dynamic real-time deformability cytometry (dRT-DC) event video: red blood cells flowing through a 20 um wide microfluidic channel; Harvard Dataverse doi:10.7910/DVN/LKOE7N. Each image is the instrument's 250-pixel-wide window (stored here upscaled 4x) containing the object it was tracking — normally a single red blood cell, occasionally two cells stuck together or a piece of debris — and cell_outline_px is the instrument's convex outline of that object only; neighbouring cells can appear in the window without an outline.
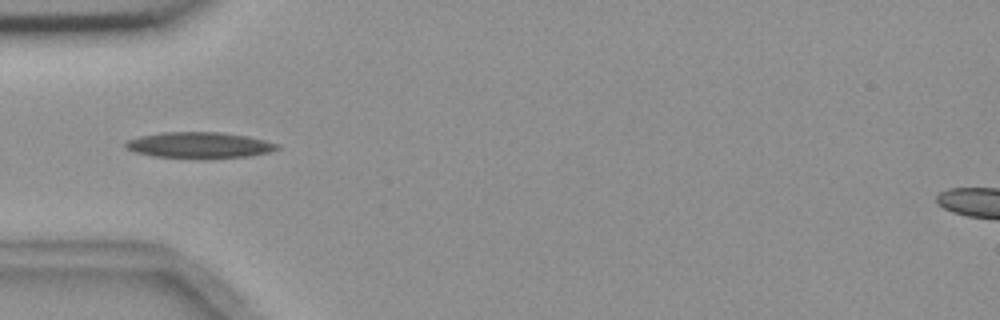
{"species": "common noctule bat (a hibernating species)", "species_latin": "Nyctalus noctula", "temperature_condition": "room temperature", "stored_images_in_passage": 5, "camera_frame_rate_fps": 3000, "um_per_image_px": 0.085, "animal": {"sex": "female", "body_mass_g": 18.4}, "frame": {"image": 1, "passage_image": 4, "time_ms": 3.333, "image_size_px": [1000, 320], "cell_outline_px": [[280, 148], [268, 152], [248, 156], [208, 160], [152, 156], [136, 152], [128, 148], [124, 144], [128, 140], [140, 136], [164, 132], [220, 132], [248, 136], [280, 144]], "centroid_in_image_um": [16.98, 12.36], "position_along_channel_um": 68.0, "area_um2": 23.35}}